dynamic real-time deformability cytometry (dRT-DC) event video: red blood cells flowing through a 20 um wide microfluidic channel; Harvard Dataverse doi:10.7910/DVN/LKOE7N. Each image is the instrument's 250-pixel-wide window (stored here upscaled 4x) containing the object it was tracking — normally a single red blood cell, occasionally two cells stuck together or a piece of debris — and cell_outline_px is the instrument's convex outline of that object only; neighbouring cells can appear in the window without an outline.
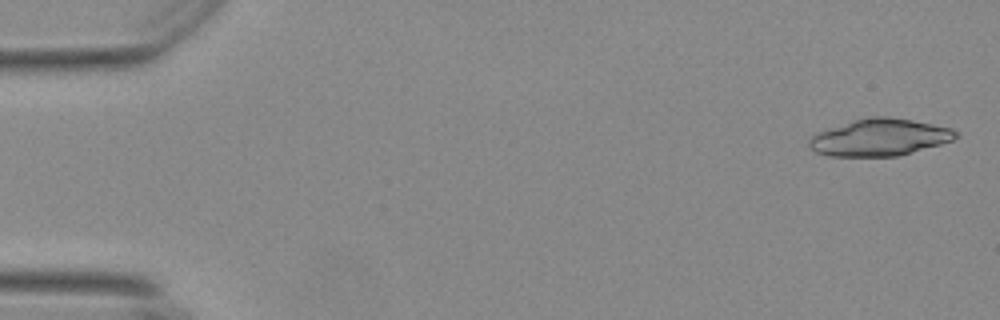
{"species": "Egyptian fruit bat (a non-hibernating species)", "species_latin": "Rousettus aegyptiacus", "temperature_condition": "warm", "stored_images_in_passage": 18, "camera_frame_rate_fps": 3000, "um_per_image_px": 0.085, "animal": {"sex": "female"}, "frame": {"image": 1, "passage_image": 2, "time_ms": 0.333, "image_size_px": [1000, 320], "cell_outline_px": [[960, 136], [952, 140], [940, 144], [896, 156], [828, 156], [816, 152], [808, 144], [808, 140], [812, 136], [828, 128], [852, 120], [872, 116], [888, 116], [912, 120], [952, 128], [960, 132]], "centroid_in_image_um": [74.79, 11.67], "position_along_channel_um": 10.2, "area_um2": 31.5}}
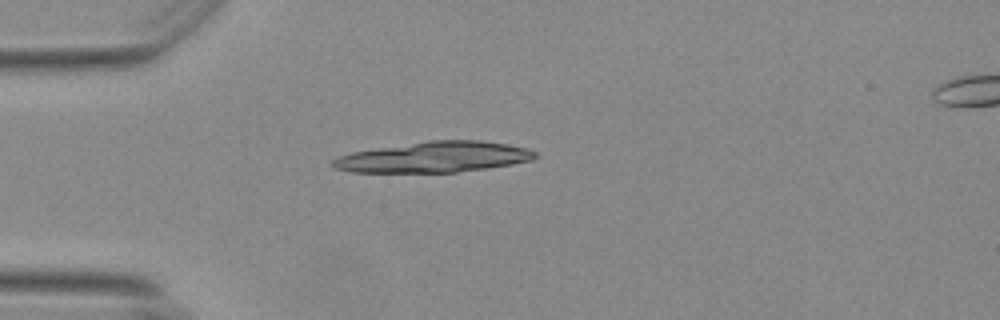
{"frame": {"image": 2, "passage_image": 15, "time_ms": 4.667, "image_size_px": [1000, 320], "cell_outline_px": [[536, 156], [532, 160], [512, 164], [488, 168], [456, 172], [352, 172], [336, 168], [328, 164], [332, 160], [340, 156], [352, 152], [428, 140], [480, 140], [508, 144], [528, 148], [536, 152]], "centroid_in_image_um": [36.91, 13.35], "position_along_channel_um": 48.1, "area_um2": 36.13}}